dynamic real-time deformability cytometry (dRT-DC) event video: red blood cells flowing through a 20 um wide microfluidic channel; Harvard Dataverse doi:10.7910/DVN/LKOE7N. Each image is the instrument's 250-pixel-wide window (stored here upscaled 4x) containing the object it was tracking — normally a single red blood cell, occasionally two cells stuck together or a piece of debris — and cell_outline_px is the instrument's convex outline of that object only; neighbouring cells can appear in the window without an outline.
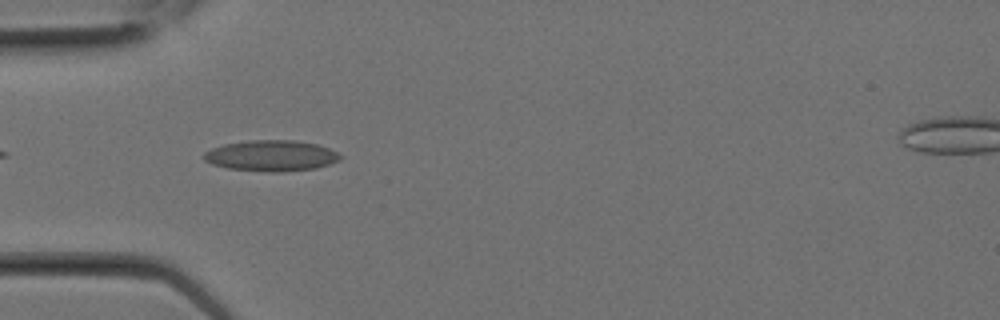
{"species": "Egyptian fruit bat (a non-hibernating species)", "species_latin": "Rousettus aegyptiacus", "temperature_condition": "room temperature", "stored_images_in_passage": 2, "camera_frame_rate_fps": 3000, "um_per_image_px": 0.085, "animal": {"sex": "female"}, "frame": {"image": 1, "passage_image": 2, "time_ms": 0.333, "image_size_px": [1000, 320], "cell_outline_px": [[344, 156], [340, 160], [316, 168], [276, 172], [272, 172], [228, 168], [212, 164], [204, 160], [204, 152], [212, 148], [224, 144], [248, 140], [296, 140], [316, 144], [328, 148]], "centroid_in_image_um": [23.06, 13.22], "position_along_channel_um": 61.9, "area_um2": 24.45}}